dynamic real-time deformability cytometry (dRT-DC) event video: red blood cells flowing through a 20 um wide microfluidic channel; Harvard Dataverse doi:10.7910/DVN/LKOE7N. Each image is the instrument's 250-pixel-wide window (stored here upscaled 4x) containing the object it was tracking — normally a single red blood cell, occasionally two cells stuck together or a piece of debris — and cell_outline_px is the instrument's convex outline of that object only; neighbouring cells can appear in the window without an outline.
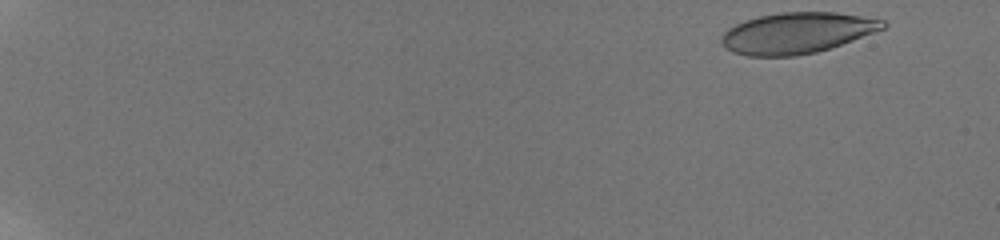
{"species": "human", "species_latin": "Homo sapiens", "temperature_condition": "room temperature", "stored_images_in_passage": 14, "camera_frame_rate_fps": 3000, "um_per_image_px": 0.085, "donor": {"sex": "male"}, "frame": {"image": 1, "passage_image": 2, "time_ms": 0.333, "image_size_px": [1000, 240], "cell_outline_px": [[888, 24], [884, 28], [852, 40], [816, 52], [796, 56], [748, 56], [732, 52], [720, 44], [720, 36], [728, 28], [744, 20], [760, 16], [780, 12], [836, 12], [884, 20]], "centroid_in_image_um": [67.68, 2.8], "position_along_channel_um": 17.3, "area_um2": 38.44}}
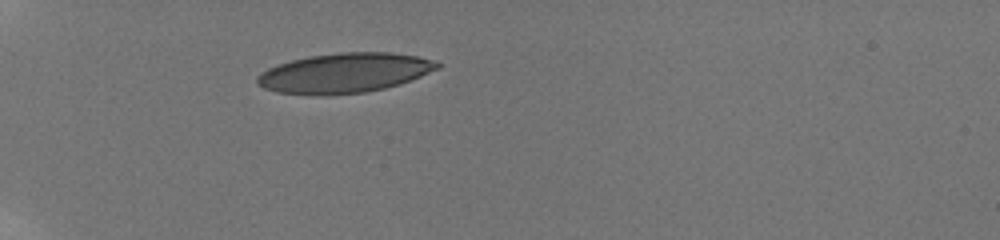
{"frame": {"image": 2, "passage_image": 12, "time_ms": 5.667, "image_size_px": [1000, 240], "cell_outline_px": [[440, 68], [400, 84], [384, 88], [364, 92], [324, 96], [316, 96], [276, 92], [264, 88], [256, 84], [256, 76], [268, 68], [292, 60], [308, 56], [340, 52], [392, 52], [416, 56], [436, 60], [440, 64]], "centroid_in_image_um": [29.26, 6.21], "position_along_channel_um": 55.7, "area_um2": 41.96}}